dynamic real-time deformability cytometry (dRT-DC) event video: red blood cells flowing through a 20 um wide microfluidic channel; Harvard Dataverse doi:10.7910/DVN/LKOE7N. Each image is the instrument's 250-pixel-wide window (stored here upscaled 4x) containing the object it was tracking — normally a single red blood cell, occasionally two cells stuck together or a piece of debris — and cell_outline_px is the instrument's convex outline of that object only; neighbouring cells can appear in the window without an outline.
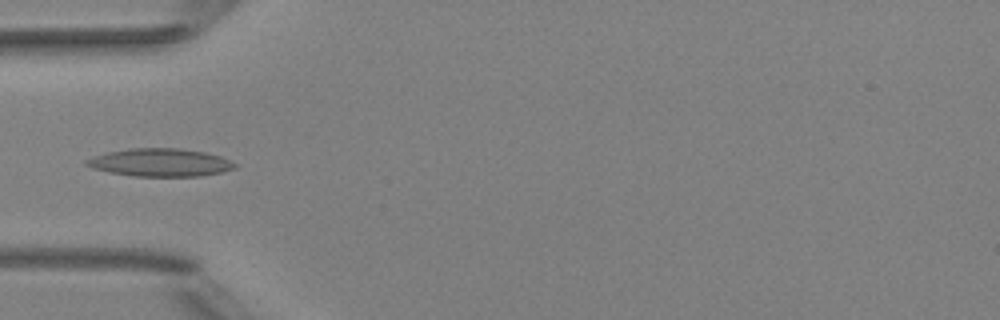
{"species": "Egyptian fruit bat (a non-hibernating species)", "species_latin": "Rousettus aegyptiacus", "temperature_condition": "room temperature", "stored_images_in_passage": 5, "camera_frame_rate_fps": 3000, "um_per_image_px": 0.085, "animal": {"sex": "female"}, "frame": {"image": 1, "passage_image": 4, "time_ms": 3.333, "image_size_px": [1000, 320], "cell_outline_px": [[236, 168], [220, 172], [200, 176], [132, 176], [92, 168], [84, 164], [84, 160], [92, 156], [108, 152], [128, 148], [180, 148], [204, 152], [220, 156], [236, 164]], "centroid_in_image_um": [13.58, 13.8], "position_along_channel_um": 71.4, "area_um2": 24.04}}
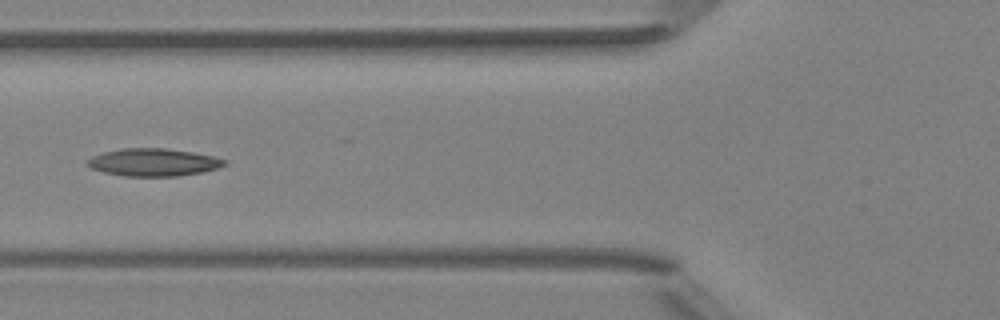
{"frame": {"image": 2, "passage_image": 5, "time_ms": 4.333, "image_size_px": [1000, 320], "cell_outline_px": [[228, 164], [216, 168], [200, 172], [176, 176], [124, 176], [104, 172], [92, 168], [84, 164], [84, 160], [92, 156], [104, 152], [120, 148], [168, 148], [192, 152], [212, 156], [228, 160]], "centroid_in_image_um": [13.0, 13.78], "position_along_channel_um": 112.8, "area_um2": 22.14}}